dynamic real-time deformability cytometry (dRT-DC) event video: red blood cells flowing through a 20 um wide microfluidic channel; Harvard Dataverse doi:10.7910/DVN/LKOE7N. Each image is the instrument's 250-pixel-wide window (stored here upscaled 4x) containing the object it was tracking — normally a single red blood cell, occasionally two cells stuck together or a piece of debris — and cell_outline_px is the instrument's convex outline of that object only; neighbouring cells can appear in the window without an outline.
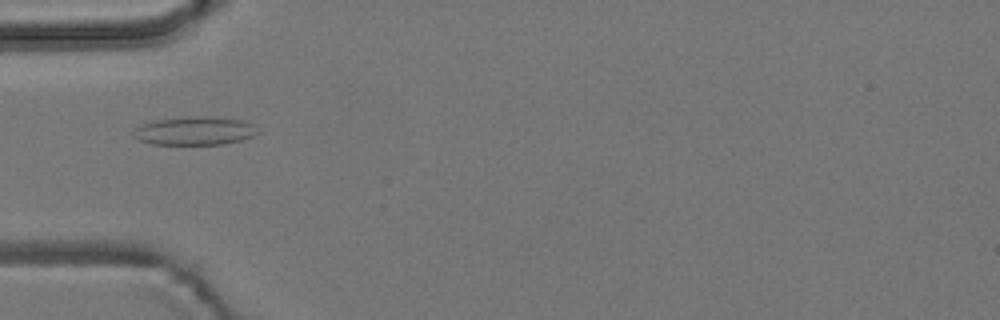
{"species": "common noctule bat (a hibernating species)", "species_latin": "Nyctalus noctula", "temperature_condition": "room temperature", "stored_images_in_passage": 6, "camera_frame_rate_fps": 3000, "um_per_image_px": 0.085, "animal": {"sex": "male", "body_mass_g": 19.2, "forearm_length_mm": 51.8}, "frame": {"image": 1, "passage_image": 4, "time_ms": 1.0, "image_size_px": [1000, 320], "cell_outline_px": [[260, 132], [252, 136], [240, 140], [224, 144], [152, 144], [140, 140], [132, 136], [132, 132], [136, 128], [144, 124], [156, 120], [188, 116], [204, 116], [240, 120], [252, 124]], "centroid_in_image_um": [16.54, 11.12], "position_along_channel_um": 68.5, "area_um2": 20.35}}
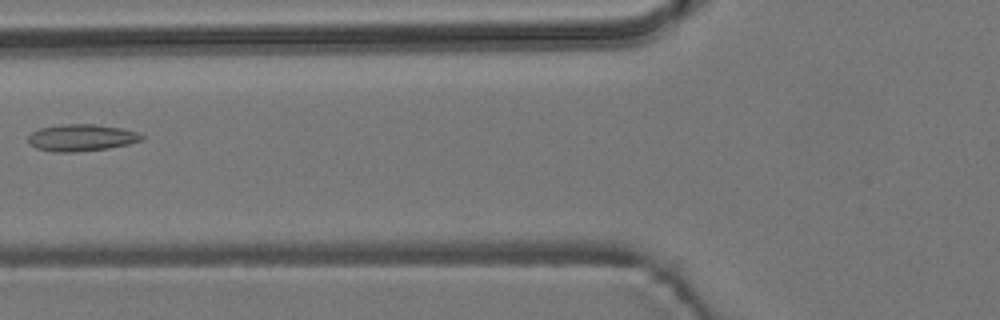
{"frame": {"image": 2, "passage_image": 5, "time_ms": 1.333, "image_size_px": [1000, 320], "cell_outline_px": [[144, 140], [128, 144], [108, 148], [76, 152], [52, 152], [36, 148], [28, 144], [28, 136], [32, 132], [40, 128], [64, 124], [92, 124], [120, 128], [136, 132], [144, 136]], "centroid_in_image_um": [6.89, 11.71], "position_along_channel_um": 118.9, "area_um2": 17.74}}
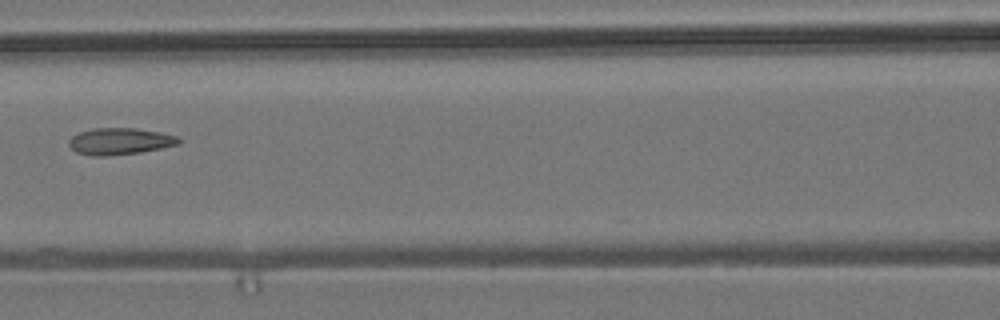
{"frame": {"image": 3, "passage_image": 6, "time_ms": 1.667, "image_size_px": [1000, 320], "cell_outline_px": [[180, 144], [140, 152], [104, 156], [92, 156], [76, 152], [68, 144], [68, 140], [72, 136], [80, 132], [92, 128], [136, 128], [160, 132], [176, 136], [180, 140]], "centroid_in_image_um": [10.16, 12.0], "position_along_channel_um": 156.4, "area_um2": 16.99}}